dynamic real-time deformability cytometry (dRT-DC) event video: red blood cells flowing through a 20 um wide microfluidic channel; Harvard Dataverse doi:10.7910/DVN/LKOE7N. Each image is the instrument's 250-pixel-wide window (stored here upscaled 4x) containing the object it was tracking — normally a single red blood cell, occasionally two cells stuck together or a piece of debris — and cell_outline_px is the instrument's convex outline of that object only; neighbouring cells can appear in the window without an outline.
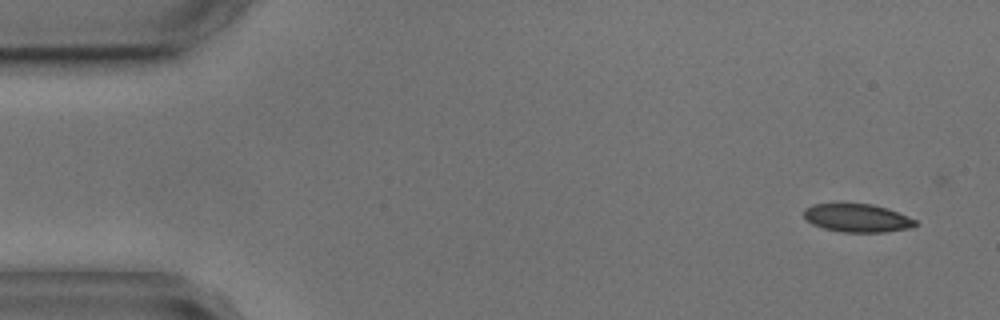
{"species": "common noctule bat (a hibernating species)", "species_latin": "Nyctalus noctula", "temperature_condition": "cold", "stored_images_in_passage": 5, "camera_frame_rate_fps": 3000, "um_per_image_px": 0.085, "animal": {"sex": "male", "body_mass_g": 17.9, "forearm_length_mm": 54.2}, "frame": {"image": 1, "passage_image": 1, "time_ms": 0.0, "image_size_px": [1000, 320], "cell_outline_px": [[916, 224], [912, 228], [884, 232], [840, 232], [824, 228], [812, 224], [804, 216], [804, 208], [812, 204], [840, 200], [872, 204], [888, 208], [908, 216], [916, 220]], "centroid_in_image_um": [72.81, 18.47], "position_along_channel_um": 12.2, "area_um2": 19.19}}